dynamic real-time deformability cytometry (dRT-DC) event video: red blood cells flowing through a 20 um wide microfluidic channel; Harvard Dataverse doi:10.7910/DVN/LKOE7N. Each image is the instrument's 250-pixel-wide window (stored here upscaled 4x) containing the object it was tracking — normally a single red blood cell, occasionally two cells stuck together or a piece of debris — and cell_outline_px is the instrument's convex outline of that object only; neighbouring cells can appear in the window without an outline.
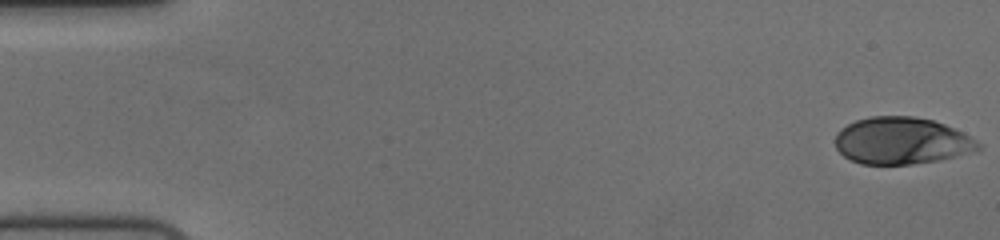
{"species": "human", "species_latin": "Homo sapiens", "temperature_condition": "cold", "stored_images_in_passage": 56, "camera_frame_rate_fps": 3000, "um_per_image_px": 0.085, "donor": {"sex": "female"}, "frame": {"image": 1, "passage_image": 1, "time_ms": 0.0, "image_size_px": [1000, 240], "cell_outline_px": [[980, 148], [972, 152], [940, 160], [912, 164], [860, 164], [844, 156], [836, 148], [836, 132], [840, 128], [856, 120], [868, 116], [912, 116], [932, 120], [944, 124], [976, 140], [980, 144]], "centroid_in_image_um": [76.6, 11.97], "position_along_channel_um": 8.4, "area_um2": 38.96}}
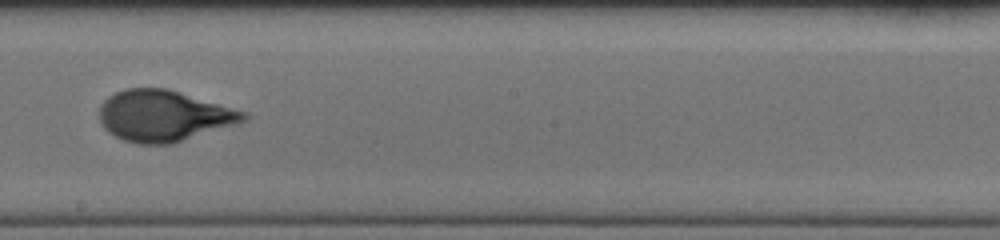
{"frame": {"image": 2, "passage_image": 32, "time_ms": 10.333, "image_size_px": [1000, 240], "cell_outline_px": [[252, 116], [248, 120], [236, 124], [172, 144], [140, 144], [124, 140], [108, 132], [100, 124], [100, 104], [108, 96], [124, 88], [168, 88], [248, 112]], "centroid_in_image_um": [13.94, 9.84], "position_along_channel_um": 234.3, "area_um2": 43.29}}
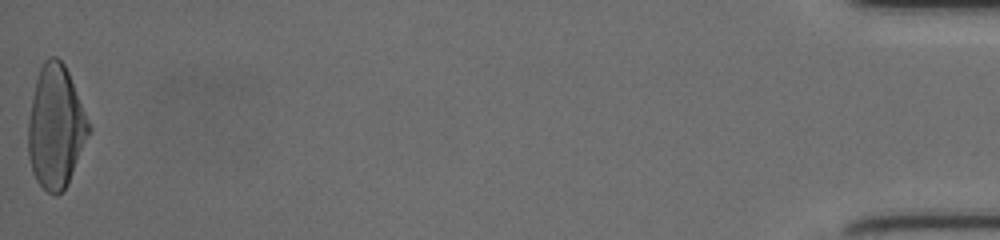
{"frame": {"image": 3, "passage_image": 56, "time_ms": 18.333, "image_size_px": [1000, 240], "cell_outline_px": [[92, 128], [68, 184], [56, 196], [48, 192], [36, 180], [32, 172], [28, 156], [28, 124], [32, 96], [36, 80], [40, 68], [44, 60], [48, 56], [56, 56], [64, 64], [68, 72]], "centroid_in_image_um": [4.73, 10.79], "position_along_channel_um": 430.5, "area_um2": 43.29}, "authors_computed_cell_mechanics": {"area_um2": 41.7605, "velocity_mm_per_s": 3.7045, "shape_relaxation_time_tau1_ms": 3.6002, "shape_relaxation_time_tau2_ms": null, "deformation_change_tau1": 0.1884, "deformation_change_tau2": null}}